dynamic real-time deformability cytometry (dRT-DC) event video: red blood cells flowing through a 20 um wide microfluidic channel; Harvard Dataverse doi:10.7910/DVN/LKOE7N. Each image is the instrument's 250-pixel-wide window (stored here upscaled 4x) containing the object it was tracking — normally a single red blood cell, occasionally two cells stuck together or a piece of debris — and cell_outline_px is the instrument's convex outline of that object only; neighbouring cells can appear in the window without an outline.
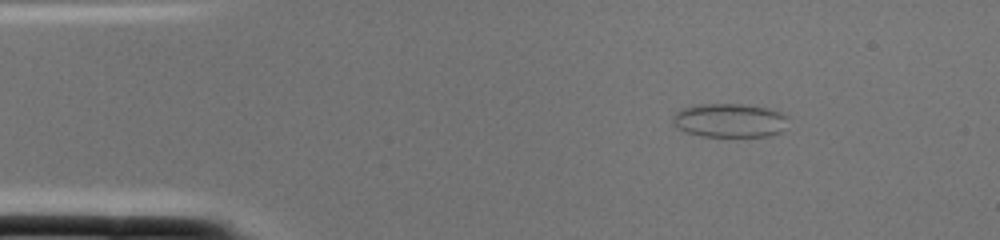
{"species": "common noctule bat (a hibernating species)", "species_latin": "Nyctalus noctula", "temperature_condition": "cold", "stored_images_in_passage": 1, "camera_frame_rate_fps": 3000, "um_per_image_px": 0.085, "animal": {"sex": "female", "body_mass_g": 22.0, "forearm_length_mm": 56.7}, "frame": {"image": 1, "passage_image": 1, "time_ms": 0.0, "image_size_px": [1000, 240], "cell_outline_px": [[788, 116], [780, 132], [772, 136], [700, 136], [684, 132], [672, 124], [672, 116], [680, 108], [700, 104], [740, 104], [768, 108], [780, 112]], "centroid_in_image_um": [61.95, 10.23], "position_along_channel_um": 23.0, "area_um2": 22.83}}